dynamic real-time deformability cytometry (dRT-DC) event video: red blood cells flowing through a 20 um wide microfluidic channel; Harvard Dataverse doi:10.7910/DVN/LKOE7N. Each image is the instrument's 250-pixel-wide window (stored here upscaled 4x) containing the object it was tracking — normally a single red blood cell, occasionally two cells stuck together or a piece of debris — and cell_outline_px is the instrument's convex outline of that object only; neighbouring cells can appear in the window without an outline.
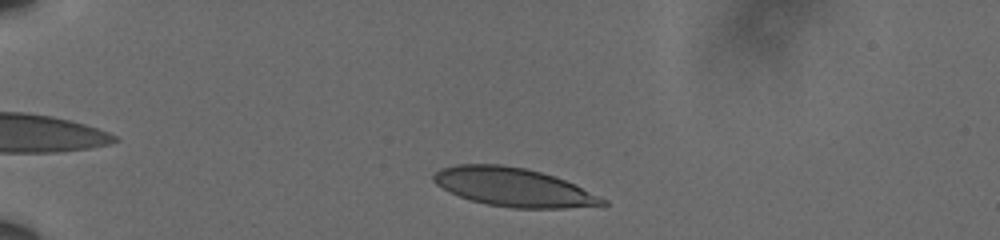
{"species": "human", "species_latin": "Homo sapiens", "temperature_condition": "cold", "stored_images_in_passage": 42, "camera_frame_rate_fps": 3000, "um_per_image_px": 0.085, "donor": {"sex": "male"}, "frame": {"image": 1, "passage_image": 4, "time_ms": 1.0, "image_size_px": [1000, 240], "cell_outline_px": [[608, 204], [564, 208], [512, 208], [488, 204], [472, 200], [460, 196], [436, 184], [432, 180], [432, 176], [440, 168], [456, 164], [500, 164], [524, 168], [540, 172], [564, 180], [608, 200]], "centroid_in_image_um": [43.61, 15.9], "position_along_channel_um": 41.4, "area_um2": 37.45}}
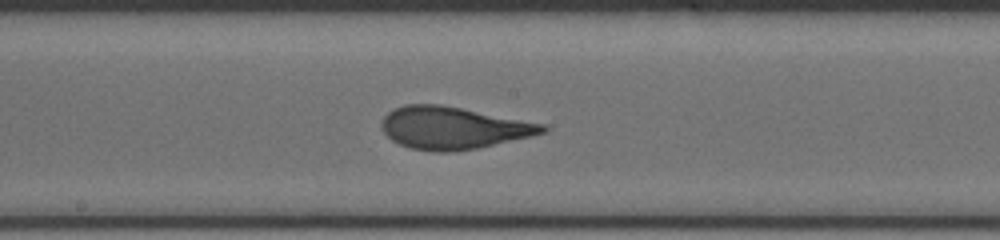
{"frame": {"image": 2, "passage_image": 23, "time_ms": 7.333, "image_size_px": [1000, 240], "cell_outline_px": [[548, 132], [532, 136], [476, 148], [448, 152], [432, 152], [408, 148], [392, 140], [380, 128], [380, 124], [384, 116], [388, 112], [404, 104], [440, 104], [548, 124]], "centroid_in_image_um": [38.53, 10.87], "position_along_channel_um": 209.7, "area_um2": 39.88}}
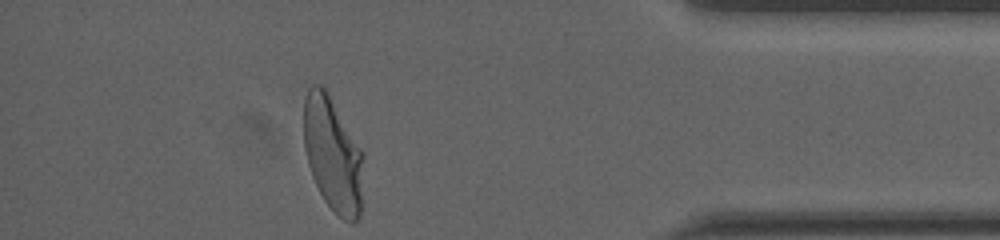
{"frame": {"image": 3, "passage_image": 42, "time_ms": 13.667, "image_size_px": [1000, 240], "cell_outline_px": [[364, 156], [360, 216], [352, 224], [344, 220], [324, 200], [312, 176], [308, 164], [304, 148], [304, 96], [308, 88], [312, 84], [320, 84], [324, 88], [364, 152]], "centroid_in_image_um": [28.29, 13.13], "position_along_channel_um": 406.9, "area_um2": 39.82}, "authors_computed_cell_mechanics": {"area_um2": 38.6971, "velocity_mm_per_s": 3.5892, "shape_relaxation_time_tau1_ms": 4.1777, "shape_relaxation_time_tau2_ms": null, "deformation_change_tau1": 0.1816, "deformation_change_tau2": null}}